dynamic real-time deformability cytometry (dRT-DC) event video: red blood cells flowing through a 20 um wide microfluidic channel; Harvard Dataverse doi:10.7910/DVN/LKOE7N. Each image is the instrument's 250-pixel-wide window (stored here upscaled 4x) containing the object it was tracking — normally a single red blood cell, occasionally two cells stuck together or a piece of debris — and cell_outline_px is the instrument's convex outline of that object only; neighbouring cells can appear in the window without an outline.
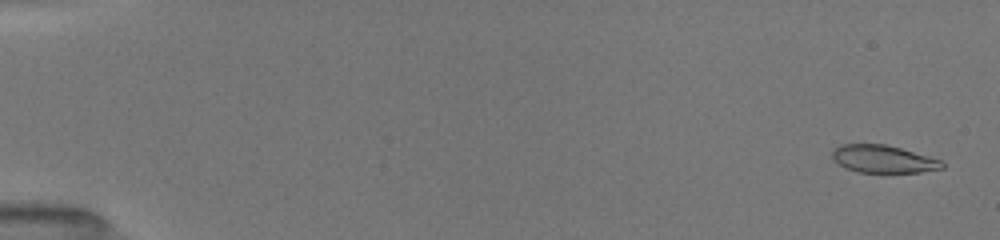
{"species": "common noctule bat (a hibernating species)", "species_latin": "Nyctalus noctula", "temperature_condition": "room temperature", "stored_images_in_passage": 52, "camera_frame_rate_fps": 3000, "um_per_image_px": 0.085, "animal": {"sex": "female", "body_mass_g": 19.5, "forearm_length_mm": 54.1}, "frame": {"image": 1, "passage_image": 2, "time_ms": 0.333, "image_size_px": [1000, 240], "cell_outline_px": [[944, 168], [920, 172], [856, 172], [840, 164], [832, 156], [832, 152], [840, 144], [884, 144], [900, 148], [928, 156], [940, 160], [944, 164]], "centroid_in_image_um": [75.09, 13.51], "position_along_channel_um": 9.9, "area_um2": 17.34}}
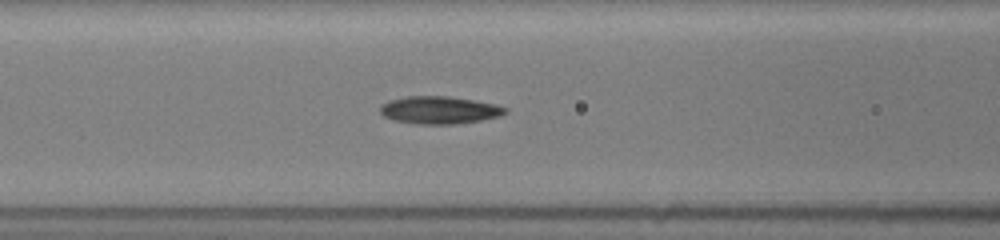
{"frame": {"image": 2, "passage_image": 23, "time_ms": 7.333, "image_size_px": [1000, 240], "cell_outline_px": [[508, 112], [500, 116], [480, 120], [456, 124], [416, 124], [396, 120], [384, 116], [380, 112], [380, 104], [388, 100], [404, 96], [448, 96], [496, 104], [508, 108]], "centroid_in_image_um": [37.34, 9.35], "position_along_channel_um": 129.3, "area_um2": 20.17}}
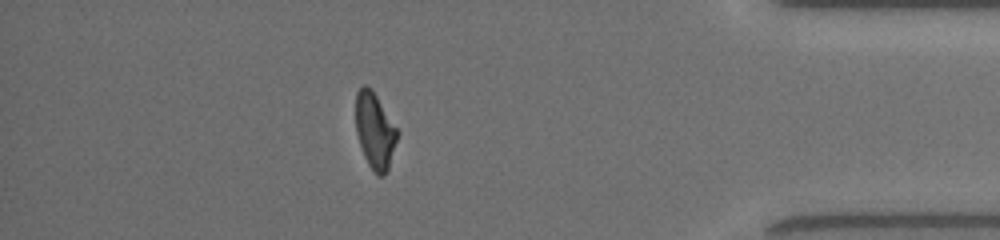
{"frame": {"image": 3, "passage_image": 46, "time_ms": 15.0, "image_size_px": [1000, 240], "cell_outline_px": [[400, 132], [388, 168], [384, 176], [376, 176], [368, 164], [364, 156], [356, 132], [356, 92], [364, 84], [372, 88]], "centroid_in_image_um": [31.88, 11.1], "position_along_channel_um": 403.3, "area_um2": 18.61}, "authors_computed_cell_mechanics": {"area_um2": 19.1896, "velocity_mm_per_s": 4.0226, "shape_relaxation_time_tau1_ms": 3.759, "shape_relaxation_time_tau2_ms": 2.2625, "deformation_change_tau1": 0.1597, "deformation_change_tau2": 0.0773}}